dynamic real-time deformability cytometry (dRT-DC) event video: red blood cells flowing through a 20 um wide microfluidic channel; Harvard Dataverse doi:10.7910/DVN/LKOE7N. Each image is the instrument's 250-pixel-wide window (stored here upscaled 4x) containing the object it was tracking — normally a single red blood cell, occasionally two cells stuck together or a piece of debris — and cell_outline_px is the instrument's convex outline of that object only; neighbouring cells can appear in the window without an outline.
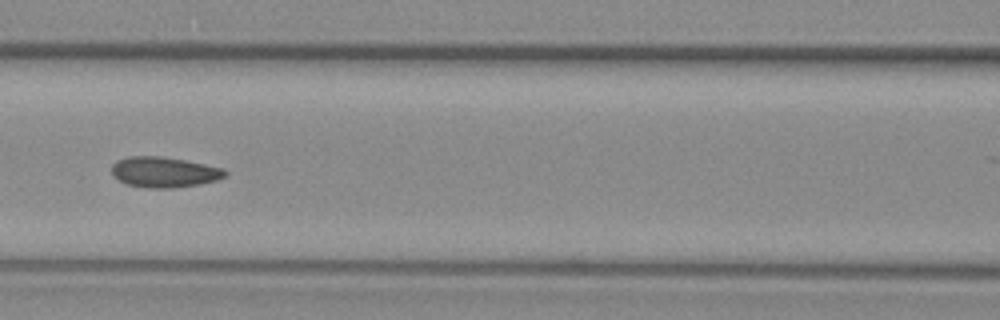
{"species": "common noctule bat (a hibernating species)", "species_latin": "Nyctalus noctula", "temperature_condition": "warm", "stored_images_in_passage": 34, "camera_frame_rate_fps": 3000, "um_per_image_px": 0.085, "animal": {"sex": "female", "body_mass_g": 29.2, "forearm_length_mm": 56.3}, "frame": {"image": 1, "passage_image": 13, "time_ms": 4.0, "image_size_px": [1000, 320], "cell_outline_px": [[228, 176], [216, 180], [200, 184], [176, 188], [148, 188], [128, 184], [112, 176], [112, 164], [116, 160], [128, 156], [160, 156], [184, 160], [224, 168], [228, 172]], "centroid_in_image_um": [13.97, 14.63], "position_along_channel_um": 152.6, "area_um2": 20.29}}
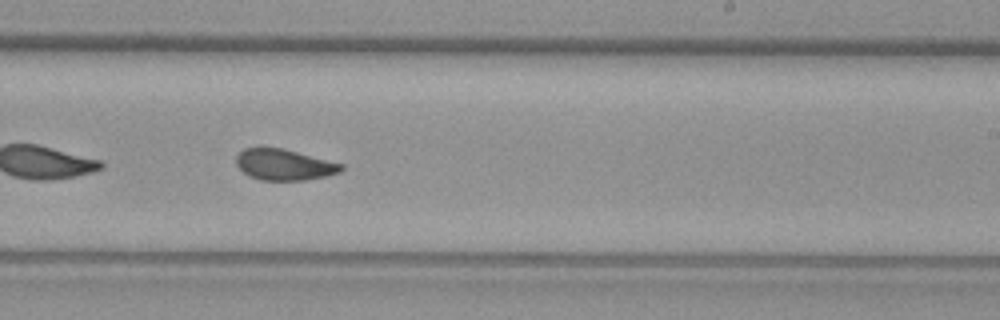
{"frame": {"image": 2, "passage_image": 22, "time_ms": 7.0, "image_size_px": [1000, 320], "cell_outline_px": [[344, 168], [340, 172], [328, 176], [304, 180], [260, 180], [248, 176], [236, 164], [236, 156], [244, 148], [260, 144], [284, 148], [344, 164]], "centroid_in_image_um": [24.13, 13.96], "position_along_channel_um": 264.9, "area_um2": 19.65}}
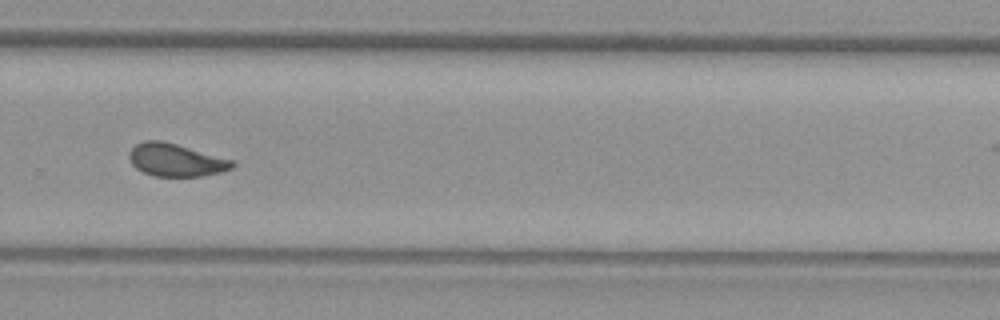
{"frame": {"image": 3, "passage_image": 26, "time_ms": 8.333, "image_size_px": [1000, 320], "cell_outline_px": [[236, 164], [232, 168], [220, 172], [200, 176], [152, 176], [136, 168], [132, 164], [128, 156], [128, 152], [136, 144], [144, 140], [160, 140], [176, 144], [236, 160]], "centroid_in_image_um": [14.96, 13.59], "position_along_channel_um": 314.8, "area_um2": 19.77}, "authors_computed_cell_mechanics": {"area_um2": 19.8254, "velocity_mm_per_s": 3.7548, "shape_relaxation_time_tau1_ms": 10.5273, "shape_relaxation_time_tau2_ms": 1.4783, "deformation_change_tau1": 0.1875, "deformation_change_tau2": 0.0712}}